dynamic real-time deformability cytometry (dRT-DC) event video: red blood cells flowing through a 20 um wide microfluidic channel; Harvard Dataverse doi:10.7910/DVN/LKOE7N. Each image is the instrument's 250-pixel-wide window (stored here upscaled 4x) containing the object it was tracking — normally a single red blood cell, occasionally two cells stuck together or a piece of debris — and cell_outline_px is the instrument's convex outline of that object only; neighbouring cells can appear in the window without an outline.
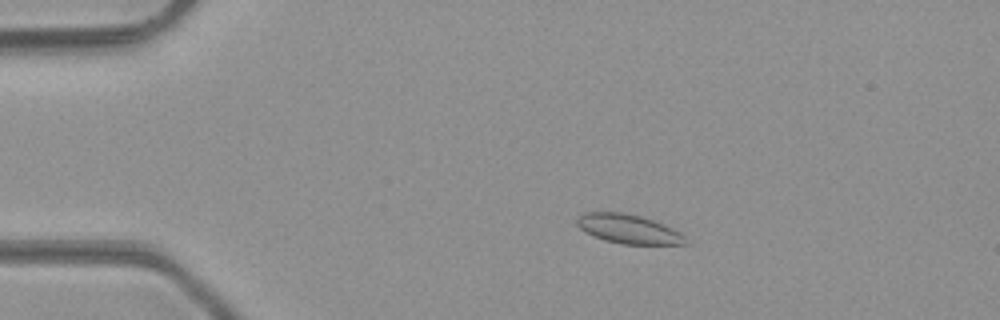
{"species": "common noctule bat (a hibernating species)", "species_latin": "Nyctalus noctula", "temperature_condition": "room temperature", "stored_images_in_passage": 48, "camera_frame_rate_fps": 3000, "um_per_image_px": 0.085, "animal": {"sex": "male", "body_mass_g": 23.1, "forearm_length_mm": 52.7}, "frame": {"image": 1, "passage_image": 9, "time_ms": 2.667, "image_size_px": [1000, 320], "cell_outline_px": [[688, 244], [620, 244], [604, 240], [584, 232], [576, 224], [576, 220], [584, 212], [620, 212], [640, 216], [652, 220], [672, 228], [680, 232], [684, 236]], "centroid_in_image_um": [53.39, 19.47], "position_along_channel_um": 31.6, "area_um2": 18.32}}
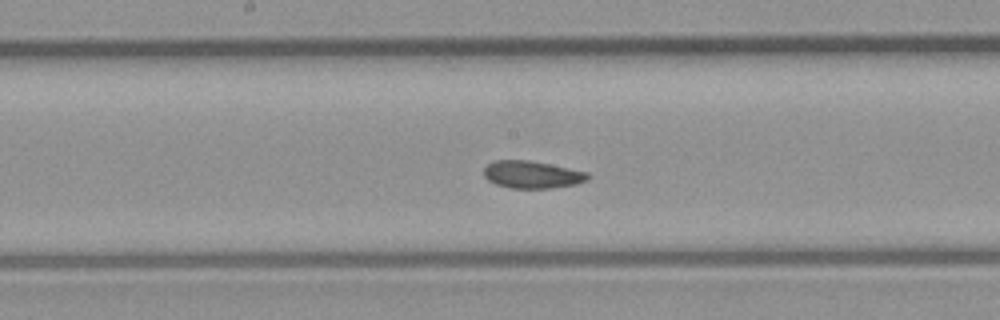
{"frame": {"image": 2, "passage_image": 25, "time_ms": 8.0, "image_size_px": [1000, 320], "cell_outline_px": [[592, 176], [588, 180], [576, 184], [552, 188], [508, 188], [496, 184], [488, 180], [484, 176], [484, 168], [492, 160], [528, 160], [588, 172]], "centroid_in_image_um": [45.23, 14.84], "position_along_channel_um": 203.0, "area_um2": 16.65}}
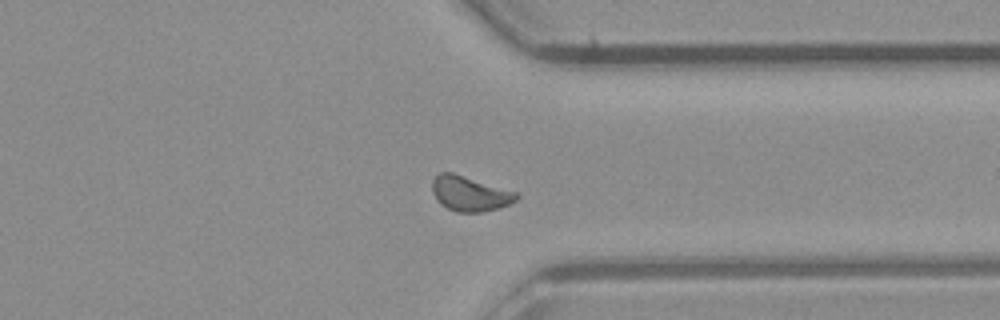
{"frame": {"image": 3, "passage_image": 37, "time_ms": 12.0, "image_size_px": [1000, 320], "cell_outline_px": [[520, 196], [516, 200], [500, 208], [480, 212], [456, 212], [440, 204], [436, 200], [432, 192], [432, 180], [440, 172], [452, 172], [520, 192]], "centroid_in_image_um": [39.96, 16.45], "position_along_channel_um": 371.4, "area_um2": 17.46}, "authors_computed_cell_mechanics": {"area_um2": 17.0799, "velocity_mm_per_s": 4.2542, "shape_relaxation_time_tau1_ms": 3.8353, "shape_relaxation_time_tau2_ms": 1.268, "deformation_change_tau1": 0.0808, "deformation_change_tau2": 0.0578}}